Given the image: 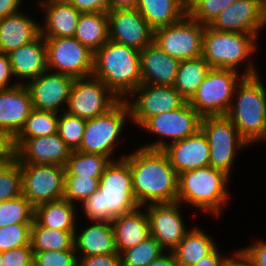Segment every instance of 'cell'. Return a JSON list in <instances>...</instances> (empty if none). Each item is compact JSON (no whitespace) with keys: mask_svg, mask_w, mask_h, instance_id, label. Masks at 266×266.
<instances>
[{"mask_svg":"<svg viewBox=\"0 0 266 266\" xmlns=\"http://www.w3.org/2000/svg\"><path fill=\"white\" fill-rule=\"evenodd\" d=\"M256 37L254 34L216 31L205 25L202 58L211 68L238 71L240 63L250 62V57L256 53Z\"/></svg>","mask_w":266,"mask_h":266,"instance_id":"cell-7","label":"cell"},{"mask_svg":"<svg viewBox=\"0 0 266 266\" xmlns=\"http://www.w3.org/2000/svg\"><path fill=\"white\" fill-rule=\"evenodd\" d=\"M92 75L126 100L142 84L140 51L109 39L94 53Z\"/></svg>","mask_w":266,"mask_h":266,"instance_id":"cell-3","label":"cell"},{"mask_svg":"<svg viewBox=\"0 0 266 266\" xmlns=\"http://www.w3.org/2000/svg\"><path fill=\"white\" fill-rule=\"evenodd\" d=\"M210 69L211 67L202 56L182 60L180 61L173 87L189 101L204 81Z\"/></svg>","mask_w":266,"mask_h":266,"instance_id":"cell-33","label":"cell"},{"mask_svg":"<svg viewBox=\"0 0 266 266\" xmlns=\"http://www.w3.org/2000/svg\"><path fill=\"white\" fill-rule=\"evenodd\" d=\"M2 258H3V252L0 251V266H2Z\"/></svg>","mask_w":266,"mask_h":266,"instance_id":"cell-57","label":"cell"},{"mask_svg":"<svg viewBox=\"0 0 266 266\" xmlns=\"http://www.w3.org/2000/svg\"><path fill=\"white\" fill-rule=\"evenodd\" d=\"M254 62L245 63L243 75L239 71L223 68H211L196 93L188 101L202 116H226L237 84L244 76L258 74Z\"/></svg>","mask_w":266,"mask_h":266,"instance_id":"cell-6","label":"cell"},{"mask_svg":"<svg viewBox=\"0 0 266 266\" xmlns=\"http://www.w3.org/2000/svg\"><path fill=\"white\" fill-rule=\"evenodd\" d=\"M110 161L101 154L73 150L65 166V176L100 178Z\"/></svg>","mask_w":266,"mask_h":266,"instance_id":"cell-36","label":"cell"},{"mask_svg":"<svg viewBox=\"0 0 266 266\" xmlns=\"http://www.w3.org/2000/svg\"><path fill=\"white\" fill-rule=\"evenodd\" d=\"M194 0H184L186 8L193 2Z\"/></svg>","mask_w":266,"mask_h":266,"instance_id":"cell-56","label":"cell"},{"mask_svg":"<svg viewBox=\"0 0 266 266\" xmlns=\"http://www.w3.org/2000/svg\"><path fill=\"white\" fill-rule=\"evenodd\" d=\"M214 238L199 227H192L172 250L177 266H192L207 256L217 245Z\"/></svg>","mask_w":266,"mask_h":266,"instance_id":"cell-30","label":"cell"},{"mask_svg":"<svg viewBox=\"0 0 266 266\" xmlns=\"http://www.w3.org/2000/svg\"><path fill=\"white\" fill-rule=\"evenodd\" d=\"M78 266H121V256L117 252L101 256L81 257L78 258Z\"/></svg>","mask_w":266,"mask_h":266,"instance_id":"cell-47","label":"cell"},{"mask_svg":"<svg viewBox=\"0 0 266 266\" xmlns=\"http://www.w3.org/2000/svg\"><path fill=\"white\" fill-rule=\"evenodd\" d=\"M202 116L187 101L178 109L160 113L148 118L139 128L160 136L156 142L141 146L145 149L163 150L169 143L195 134L201 125Z\"/></svg>","mask_w":266,"mask_h":266,"instance_id":"cell-11","label":"cell"},{"mask_svg":"<svg viewBox=\"0 0 266 266\" xmlns=\"http://www.w3.org/2000/svg\"><path fill=\"white\" fill-rule=\"evenodd\" d=\"M32 224H14L0 228V251H8L30 244Z\"/></svg>","mask_w":266,"mask_h":266,"instance_id":"cell-43","label":"cell"},{"mask_svg":"<svg viewBox=\"0 0 266 266\" xmlns=\"http://www.w3.org/2000/svg\"><path fill=\"white\" fill-rule=\"evenodd\" d=\"M19 164L22 171V194L34 208L63 199L65 167L47 164Z\"/></svg>","mask_w":266,"mask_h":266,"instance_id":"cell-13","label":"cell"},{"mask_svg":"<svg viewBox=\"0 0 266 266\" xmlns=\"http://www.w3.org/2000/svg\"><path fill=\"white\" fill-rule=\"evenodd\" d=\"M180 60L169 56L155 42L140 51L142 83L173 86Z\"/></svg>","mask_w":266,"mask_h":266,"instance_id":"cell-23","label":"cell"},{"mask_svg":"<svg viewBox=\"0 0 266 266\" xmlns=\"http://www.w3.org/2000/svg\"><path fill=\"white\" fill-rule=\"evenodd\" d=\"M251 244L243 249L257 266H266V241L260 240Z\"/></svg>","mask_w":266,"mask_h":266,"instance_id":"cell-50","label":"cell"},{"mask_svg":"<svg viewBox=\"0 0 266 266\" xmlns=\"http://www.w3.org/2000/svg\"><path fill=\"white\" fill-rule=\"evenodd\" d=\"M73 150L59 134L27 138L15 149L19 163L59 165L65 167Z\"/></svg>","mask_w":266,"mask_h":266,"instance_id":"cell-20","label":"cell"},{"mask_svg":"<svg viewBox=\"0 0 266 266\" xmlns=\"http://www.w3.org/2000/svg\"><path fill=\"white\" fill-rule=\"evenodd\" d=\"M109 39L139 51L154 42V29L136 8L108 11Z\"/></svg>","mask_w":266,"mask_h":266,"instance_id":"cell-17","label":"cell"},{"mask_svg":"<svg viewBox=\"0 0 266 266\" xmlns=\"http://www.w3.org/2000/svg\"><path fill=\"white\" fill-rule=\"evenodd\" d=\"M166 250L153 238L149 237L137 246L124 250L121 256V266H148Z\"/></svg>","mask_w":266,"mask_h":266,"instance_id":"cell-38","label":"cell"},{"mask_svg":"<svg viewBox=\"0 0 266 266\" xmlns=\"http://www.w3.org/2000/svg\"><path fill=\"white\" fill-rule=\"evenodd\" d=\"M74 37L95 53L109 40L108 12L81 13Z\"/></svg>","mask_w":266,"mask_h":266,"instance_id":"cell-32","label":"cell"},{"mask_svg":"<svg viewBox=\"0 0 266 266\" xmlns=\"http://www.w3.org/2000/svg\"><path fill=\"white\" fill-rule=\"evenodd\" d=\"M75 204L66 199L41 204L34 219L42 226L63 231H77Z\"/></svg>","mask_w":266,"mask_h":266,"instance_id":"cell-31","label":"cell"},{"mask_svg":"<svg viewBox=\"0 0 266 266\" xmlns=\"http://www.w3.org/2000/svg\"><path fill=\"white\" fill-rule=\"evenodd\" d=\"M22 1L23 0H0V19L20 12L18 10Z\"/></svg>","mask_w":266,"mask_h":266,"instance_id":"cell-53","label":"cell"},{"mask_svg":"<svg viewBox=\"0 0 266 266\" xmlns=\"http://www.w3.org/2000/svg\"><path fill=\"white\" fill-rule=\"evenodd\" d=\"M81 203L87 220L107 222L139 206L132 190L130 167L124 156L110 161L99 178L98 190Z\"/></svg>","mask_w":266,"mask_h":266,"instance_id":"cell-2","label":"cell"},{"mask_svg":"<svg viewBox=\"0 0 266 266\" xmlns=\"http://www.w3.org/2000/svg\"><path fill=\"white\" fill-rule=\"evenodd\" d=\"M45 20L40 25L43 37H74L81 13L66 0H40Z\"/></svg>","mask_w":266,"mask_h":266,"instance_id":"cell-25","label":"cell"},{"mask_svg":"<svg viewBox=\"0 0 266 266\" xmlns=\"http://www.w3.org/2000/svg\"><path fill=\"white\" fill-rule=\"evenodd\" d=\"M47 68L75 79L91 76L94 69V52L75 37H44Z\"/></svg>","mask_w":266,"mask_h":266,"instance_id":"cell-10","label":"cell"},{"mask_svg":"<svg viewBox=\"0 0 266 266\" xmlns=\"http://www.w3.org/2000/svg\"><path fill=\"white\" fill-rule=\"evenodd\" d=\"M135 96L133 99L131 96ZM130 97L132 100H130ZM131 121L138 128L150 117L183 106L187 100L173 87L142 83L126 99Z\"/></svg>","mask_w":266,"mask_h":266,"instance_id":"cell-15","label":"cell"},{"mask_svg":"<svg viewBox=\"0 0 266 266\" xmlns=\"http://www.w3.org/2000/svg\"><path fill=\"white\" fill-rule=\"evenodd\" d=\"M236 0H194L187 7V14L203 25H209L215 17Z\"/></svg>","mask_w":266,"mask_h":266,"instance_id":"cell-42","label":"cell"},{"mask_svg":"<svg viewBox=\"0 0 266 266\" xmlns=\"http://www.w3.org/2000/svg\"><path fill=\"white\" fill-rule=\"evenodd\" d=\"M180 202L153 203L143 206L147 212L150 236L165 250L172 251L184 238L186 229Z\"/></svg>","mask_w":266,"mask_h":266,"instance_id":"cell-18","label":"cell"},{"mask_svg":"<svg viewBox=\"0 0 266 266\" xmlns=\"http://www.w3.org/2000/svg\"><path fill=\"white\" fill-rule=\"evenodd\" d=\"M216 31L254 34L266 26L264 0H236L224 8L208 25Z\"/></svg>","mask_w":266,"mask_h":266,"instance_id":"cell-16","label":"cell"},{"mask_svg":"<svg viewBox=\"0 0 266 266\" xmlns=\"http://www.w3.org/2000/svg\"><path fill=\"white\" fill-rule=\"evenodd\" d=\"M119 100L100 79L91 75L74 80L67 108L61 111L90 120L106 113Z\"/></svg>","mask_w":266,"mask_h":266,"instance_id":"cell-14","label":"cell"},{"mask_svg":"<svg viewBox=\"0 0 266 266\" xmlns=\"http://www.w3.org/2000/svg\"><path fill=\"white\" fill-rule=\"evenodd\" d=\"M32 110V99L26 85L19 84L0 92V129L14 138Z\"/></svg>","mask_w":266,"mask_h":266,"instance_id":"cell-22","label":"cell"},{"mask_svg":"<svg viewBox=\"0 0 266 266\" xmlns=\"http://www.w3.org/2000/svg\"><path fill=\"white\" fill-rule=\"evenodd\" d=\"M13 72L11 69V64L9 60L8 54L0 52V92L13 88L20 84L19 81L16 83H11V79L13 78Z\"/></svg>","mask_w":266,"mask_h":266,"instance_id":"cell-49","label":"cell"},{"mask_svg":"<svg viewBox=\"0 0 266 266\" xmlns=\"http://www.w3.org/2000/svg\"><path fill=\"white\" fill-rule=\"evenodd\" d=\"M167 253L168 251L160 255L158 258L153 260L148 266H177L173 252L170 251L168 254Z\"/></svg>","mask_w":266,"mask_h":266,"instance_id":"cell-54","label":"cell"},{"mask_svg":"<svg viewBox=\"0 0 266 266\" xmlns=\"http://www.w3.org/2000/svg\"><path fill=\"white\" fill-rule=\"evenodd\" d=\"M141 209L143 206H138L133 211L114 218L111 222L115 247L119 254L150 237L147 212H142Z\"/></svg>","mask_w":266,"mask_h":266,"instance_id":"cell-27","label":"cell"},{"mask_svg":"<svg viewBox=\"0 0 266 266\" xmlns=\"http://www.w3.org/2000/svg\"><path fill=\"white\" fill-rule=\"evenodd\" d=\"M35 208L22 194L21 196L0 202V228L14 224H32Z\"/></svg>","mask_w":266,"mask_h":266,"instance_id":"cell-37","label":"cell"},{"mask_svg":"<svg viewBox=\"0 0 266 266\" xmlns=\"http://www.w3.org/2000/svg\"><path fill=\"white\" fill-rule=\"evenodd\" d=\"M110 10L124 9V8H136L138 0H109Z\"/></svg>","mask_w":266,"mask_h":266,"instance_id":"cell-55","label":"cell"},{"mask_svg":"<svg viewBox=\"0 0 266 266\" xmlns=\"http://www.w3.org/2000/svg\"><path fill=\"white\" fill-rule=\"evenodd\" d=\"M22 195V171L19 162L14 159L0 164V202Z\"/></svg>","mask_w":266,"mask_h":266,"instance_id":"cell-39","label":"cell"},{"mask_svg":"<svg viewBox=\"0 0 266 266\" xmlns=\"http://www.w3.org/2000/svg\"><path fill=\"white\" fill-rule=\"evenodd\" d=\"M205 25L188 14L179 21L154 30V42L169 56L180 61L202 56Z\"/></svg>","mask_w":266,"mask_h":266,"instance_id":"cell-12","label":"cell"},{"mask_svg":"<svg viewBox=\"0 0 266 266\" xmlns=\"http://www.w3.org/2000/svg\"><path fill=\"white\" fill-rule=\"evenodd\" d=\"M33 253L31 245L4 251L2 266H30L33 263Z\"/></svg>","mask_w":266,"mask_h":266,"instance_id":"cell-45","label":"cell"},{"mask_svg":"<svg viewBox=\"0 0 266 266\" xmlns=\"http://www.w3.org/2000/svg\"><path fill=\"white\" fill-rule=\"evenodd\" d=\"M91 224L81 233L74 232V249L80 255L77 258L117 253L111 222L91 221Z\"/></svg>","mask_w":266,"mask_h":266,"instance_id":"cell-26","label":"cell"},{"mask_svg":"<svg viewBox=\"0 0 266 266\" xmlns=\"http://www.w3.org/2000/svg\"><path fill=\"white\" fill-rule=\"evenodd\" d=\"M74 232L42 227L34 219L31 225L30 244L33 251L75 250Z\"/></svg>","mask_w":266,"mask_h":266,"instance_id":"cell-34","label":"cell"},{"mask_svg":"<svg viewBox=\"0 0 266 266\" xmlns=\"http://www.w3.org/2000/svg\"><path fill=\"white\" fill-rule=\"evenodd\" d=\"M15 159L14 138L0 129V164L9 163Z\"/></svg>","mask_w":266,"mask_h":266,"instance_id":"cell-48","label":"cell"},{"mask_svg":"<svg viewBox=\"0 0 266 266\" xmlns=\"http://www.w3.org/2000/svg\"><path fill=\"white\" fill-rule=\"evenodd\" d=\"M58 120L57 112L33 109L20 132L14 137L15 149L27 138L58 133Z\"/></svg>","mask_w":266,"mask_h":266,"instance_id":"cell-35","label":"cell"},{"mask_svg":"<svg viewBox=\"0 0 266 266\" xmlns=\"http://www.w3.org/2000/svg\"><path fill=\"white\" fill-rule=\"evenodd\" d=\"M136 9L154 30L171 25L187 14L184 0H138Z\"/></svg>","mask_w":266,"mask_h":266,"instance_id":"cell-29","label":"cell"},{"mask_svg":"<svg viewBox=\"0 0 266 266\" xmlns=\"http://www.w3.org/2000/svg\"><path fill=\"white\" fill-rule=\"evenodd\" d=\"M232 100L236 101H232L226 116L239 135L249 145L266 141V88L259 74L244 76L237 84Z\"/></svg>","mask_w":266,"mask_h":266,"instance_id":"cell-4","label":"cell"},{"mask_svg":"<svg viewBox=\"0 0 266 266\" xmlns=\"http://www.w3.org/2000/svg\"><path fill=\"white\" fill-rule=\"evenodd\" d=\"M163 151L178 176L187 171L210 166L209 144L201 129L189 137L168 143Z\"/></svg>","mask_w":266,"mask_h":266,"instance_id":"cell-21","label":"cell"},{"mask_svg":"<svg viewBox=\"0 0 266 266\" xmlns=\"http://www.w3.org/2000/svg\"><path fill=\"white\" fill-rule=\"evenodd\" d=\"M33 252V264L36 266H78L75 250Z\"/></svg>","mask_w":266,"mask_h":266,"instance_id":"cell-44","label":"cell"},{"mask_svg":"<svg viewBox=\"0 0 266 266\" xmlns=\"http://www.w3.org/2000/svg\"><path fill=\"white\" fill-rule=\"evenodd\" d=\"M229 179L228 174L212 166L184 172L178 179L177 202L218 217L231 197L227 190Z\"/></svg>","mask_w":266,"mask_h":266,"instance_id":"cell-5","label":"cell"},{"mask_svg":"<svg viewBox=\"0 0 266 266\" xmlns=\"http://www.w3.org/2000/svg\"><path fill=\"white\" fill-rule=\"evenodd\" d=\"M129 119V120H128ZM130 108L126 100H119L106 113L86 120L83 140L78 151L101 154L111 159L117 142L127 122L130 121ZM118 140V141H117Z\"/></svg>","mask_w":266,"mask_h":266,"instance_id":"cell-8","label":"cell"},{"mask_svg":"<svg viewBox=\"0 0 266 266\" xmlns=\"http://www.w3.org/2000/svg\"><path fill=\"white\" fill-rule=\"evenodd\" d=\"M40 35V24L25 13L6 16L0 19V52L11 51L32 42Z\"/></svg>","mask_w":266,"mask_h":266,"instance_id":"cell-28","label":"cell"},{"mask_svg":"<svg viewBox=\"0 0 266 266\" xmlns=\"http://www.w3.org/2000/svg\"><path fill=\"white\" fill-rule=\"evenodd\" d=\"M80 13L108 12L110 10L109 0H66Z\"/></svg>","mask_w":266,"mask_h":266,"instance_id":"cell-46","label":"cell"},{"mask_svg":"<svg viewBox=\"0 0 266 266\" xmlns=\"http://www.w3.org/2000/svg\"><path fill=\"white\" fill-rule=\"evenodd\" d=\"M200 129L209 144L210 166L230 176L237 151L249 144L227 116L202 117Z\"/></svg>","mask_w":266,"mask_h":266,"instance_id":"cell-9","label":"cell"},{"mask_svg":"<svg viewBox=\"0 0 266 266\" xmlns=\"http://www.w3.org/2000/svg\"><path fill=\"white\" fill-rule=\"evenodd\" d=\"M224 266H257L247 252L242 249H237L233 256L226 257Z\"/></svg>","mask_w":266,"mask_h":266,"instance_id":"cell-51","label":"cell"},{"mask_svg":"<svg viewBox=\"0 0 266 266\" xmlns=\"http://www.w3.org/2000/svg\"><path fill=\"white\" fill-rule=\"evenodd\" d=\"M99 178L85 176H65L63 198L75 204L87 199L98 190Z\"/></svg>","mask_w":266,"mask_h":266,"instance_id":"cell-41","label":"cell"},{"mask_svg":"<svg viewBox=\"0 0 266 266\" xmlns=\"http://www.w3.org/2000/svg\"><path fill=\"white\" fill-rule=\"evenodd\" d=\"M75 78L52 71H45L37 78L26 82L33 109L59 113L67 108L69 95Z\"/></svg>","mask_w":266,"mask_h":266,"instance_id":"cell-19","label":"cell"},{"mask_svg":"<svg viewBox=\"0 0 266 266\" xmlns=\"http://www.w3.org/2000/svg\"><path fill=\"white\" fill-rule=\"evenodd\" d=\"M132 174V190L139 206L177 202L178 179L163 150L140 147L124 155Z\"/></svg>","mask_w":266,"mask_h":266,"instance_id":"cell-1","label":"cell"},{"mask_svg":"<svg viewBox=\"0 0 266 266\" xmlns=\"http://www.w3.org/2000/svg\"><path fill=\"white\" fill-rule=\"evenodd\" d=\"M216 246L207 256L192 266H224L226 257L219 253Z\"/></svg>","mask_w":266,"mask_h":266,"instance_id":"cell-52","label":"cell"},{"mask_svg":"<svg viewBox=\"0 0 266 266\" xmlns=\"http://www.w3.org/2000/svg\"><path fill=\"white\" fill-rule=\"evenodd\" d=\"M11 69L20 84H26L47 71L45 38L40 34L35 40L8 53ZM24 81V83H23Z\"/></svg>","mask_w":266,"mask_h":266,"instance_id":"cell-24","label":"cell"},{"mask_svg":"<svg viewBox=\"0 0 266 266\" xmlns=\"http://www.w3.org/2000/svg\"><path fill=\"white\" fill-rule=\"evenodd\" d=\"M86 120L70 115L66 111L59 115L58 134L60 138L71 148L77 150L83 140Z\"/></svg>","mask_w":266,"mask_h":266,"instance_id":"cell-40","label":"cell"}]
</instances>
